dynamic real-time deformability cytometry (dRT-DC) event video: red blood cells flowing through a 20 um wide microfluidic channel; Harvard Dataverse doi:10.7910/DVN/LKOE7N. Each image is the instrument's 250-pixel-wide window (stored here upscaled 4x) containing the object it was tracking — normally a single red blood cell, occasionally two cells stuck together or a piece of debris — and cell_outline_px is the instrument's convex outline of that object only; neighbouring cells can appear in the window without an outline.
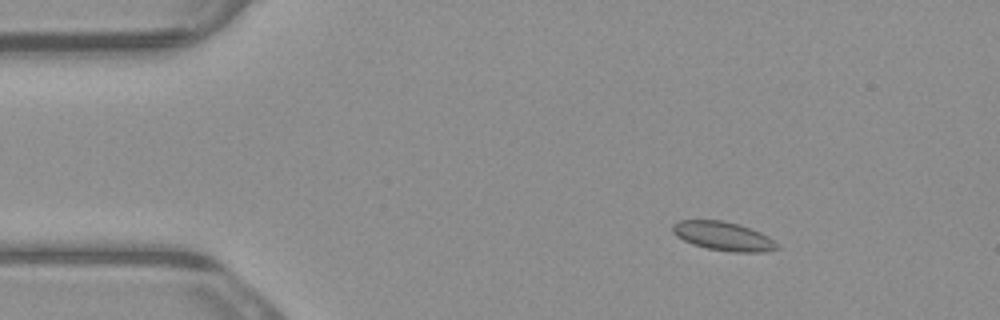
{"species": "common noctule bat (a hibernating species)", "species_latin": "Nyctalus noctula", "temperature_condition": "warm", "stored_images_in_passage": 5, "camera_frame_rate_fps": 3000, "um_per_image_px": 0.085, "animal": {"sex": "male", "body_mass_g": 23.1, "forearm_length_mm": 52.7}, "frame": {"image": 1, "passage_image": 2, "time_ms": 0.333, "image_size_px": [1000, 320], "cell_outline_px": [[780, 248], [764, 252], [732, 252], [708, 248], [692, 244], [676, 236], [672, 232], [672, 224], [680, 220], [720, 220], [740, 224], [760, 232], [768, 236], [780, 244]], "centroid_in_image_um": [61.5, 20.07], "position_along_channel_um": 23.5, "area_um2": 17.69}}
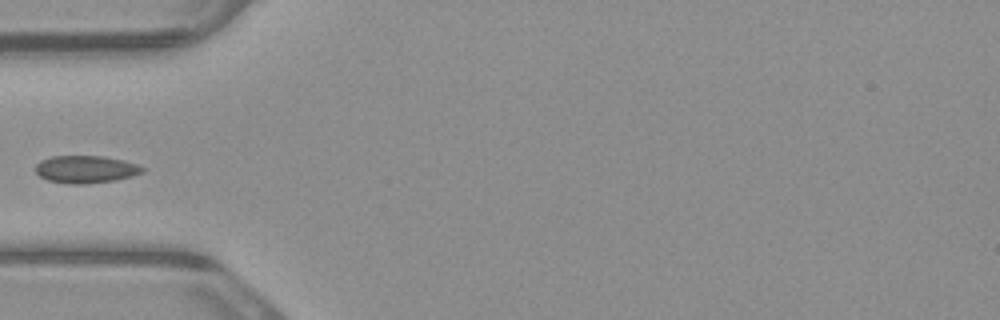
{"frame": {"image": 2, "passage_image": 5, "time_ms": 1.333, "image_size_px": [1000, 320], "cell_outline_px": [[144, 172], [132, 176], [116, 180], [84, 184], [68, 184], [48, 180], [40, 176], [36, 172], [36, 164], [40, 160], [52, 156], [104, 156], [124, 160], [136, 164], [144, 168]], "centroid_in_image_um": [7.29, 14.39], "position_along_channel_um": 77.7, "area_um2": 17.17}}